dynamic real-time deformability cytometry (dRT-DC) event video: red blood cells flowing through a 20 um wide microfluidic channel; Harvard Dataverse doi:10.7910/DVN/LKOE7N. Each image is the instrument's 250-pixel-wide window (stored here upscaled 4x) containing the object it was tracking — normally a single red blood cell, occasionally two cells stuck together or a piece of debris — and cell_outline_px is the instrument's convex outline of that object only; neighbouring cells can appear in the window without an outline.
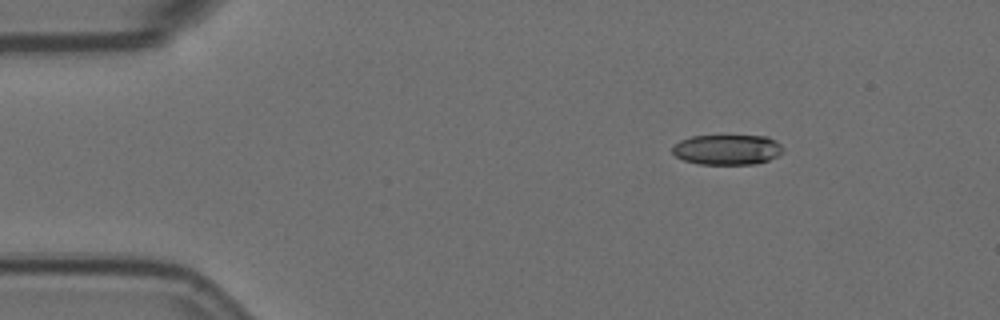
{"species": "Egyptian fruit bat (a non-hibernating species)", "species_latin": "Rousettus aegyptiacus", "temperature_condition": "room temperature", "stored_images_in_passage": 10, "camera_frame_rate_fps": 3000, "um_per_image_px": 0.085, "animal": {"sex": "female"}, "frame": {"image": 1, "passage_image": 2, "time_ms": 0.333, "image_size_px": [1000, 320], "cell_outline_px": [[784, 152], [780, 156], [756, 164], [700, 164], [684, 160], [676, 156], [672, 152], [672, 148], [680, 140], [692, 136], [768, 136], [776, 140], [784, 148]], "centroid_in_image_um": [61.87, 12.72], "position_along_channel_um": 23.1, "area_um2": 19.59}}
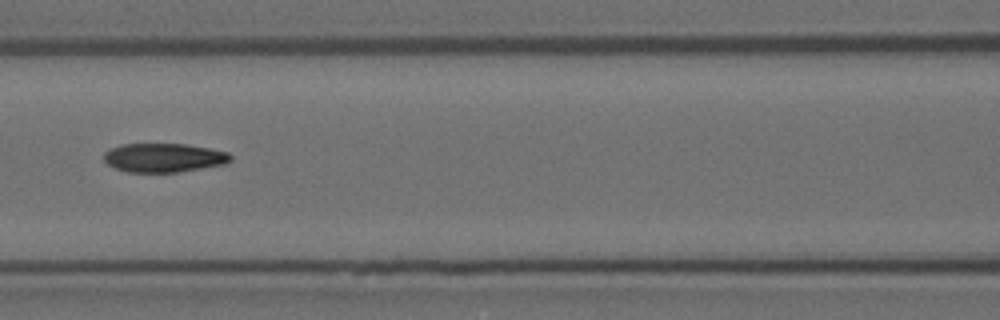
{"frame": {"image": 2, "passage_image": 7, "time_ms": 2.0, "image_size_px": [1000, 320], "cell_outline_px": [[232, 160], [224, 164], [176, 172], [128, 172], [116, 168], [108, 164], [104, 160], [104, 152], [120, 144], [184, 144], [208, 148], [228, 152], [232, 156]], "centroid_in_image_um": [13.92, 13.4], "position_along_channel_um": 152.7, "area_um2": 21.15}}
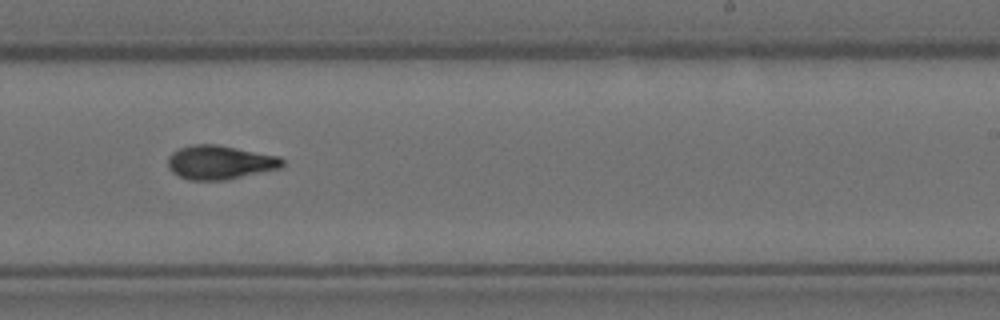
{"frame": {"image": 3, "passage_image": 10, "time_ms": 3.0, "image_size_px": [1000, 320], "cell_outline_px": [[284, 164], [280, 168], [228, 180], [188, 180], [172, 172], [168, 168], [168, 156], [172, 152], [180, 148], [192, 144], [216, 144], [280, 156], [284, 160]], "centroid_in_image_um": [18.69, 13.8], "position_along_channel_um": 270.3, "area_um2": 22.77}}